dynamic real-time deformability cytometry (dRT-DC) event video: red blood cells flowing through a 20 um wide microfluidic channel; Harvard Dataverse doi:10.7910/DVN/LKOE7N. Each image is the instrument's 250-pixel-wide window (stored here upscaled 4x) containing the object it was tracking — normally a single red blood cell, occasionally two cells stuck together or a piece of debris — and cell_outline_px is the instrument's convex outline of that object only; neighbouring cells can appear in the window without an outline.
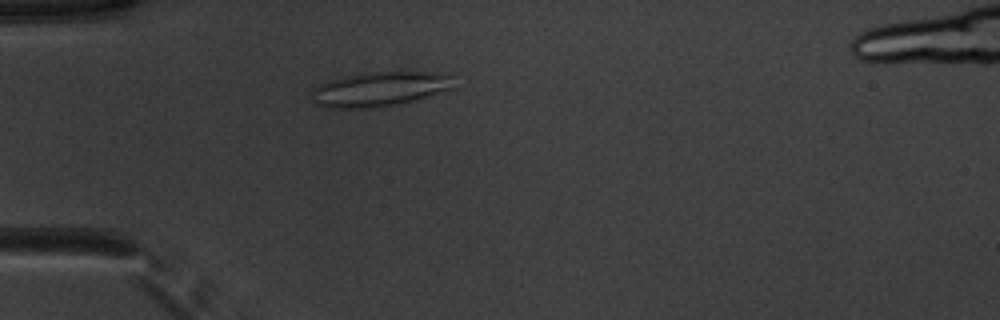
{"species": "common noctule bat (a hibernating species)", "species_latin": "Nyctalus noctula", "temperature_condition": "warm", "stored_images_in_passage": 42, "camera_frame_rate_fps": 3000, "um_per_image_px": 0.085, "animal": {"sex": "male", "body_mass_g": 20.1, "forearm_length_mm": 53.5}, "frame": {"image": 1, "passage_image": 6, "time_ms": 1.667, "image_size_px": [1000, 320], "cell_outline_px": [[456, 88], [400, 104], [384, 108], [328, 108], [316, 104], [312, 100], [312, 88], [320, 84], [332, 80], [348, 76], [372, 72], [452, 72]], "centroid_in_image_um": [32.37, 7.58], "position_along_channel_um": 52.6, "area_um2": 29.07}}
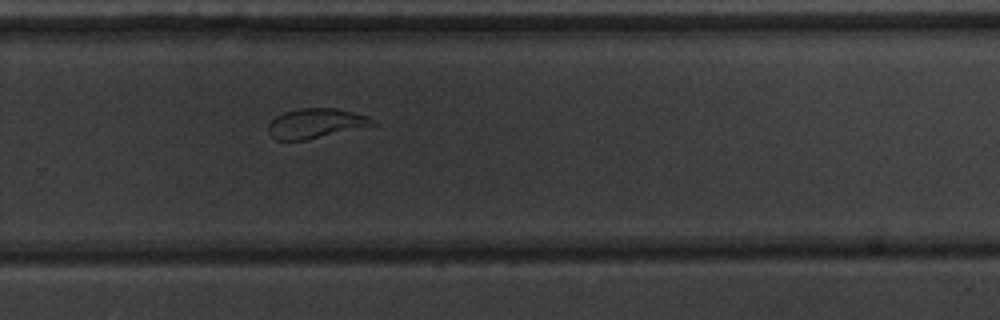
{"frame": {"image": 2, "passage_image": 26, "time_ms": 8.333, "image_size_px": [1000, 320], "cell_outline_px": [[380, 124], [304, 140], [276, 140], [268, 132], [268, 124], [276, 116], [284, 112], [300, 108], [336, 108], [368, 116]], "centroid_in_image_um": [26.85, 10.48], "position_along_channel_um": 302.9, "area_um2": 18.03}}
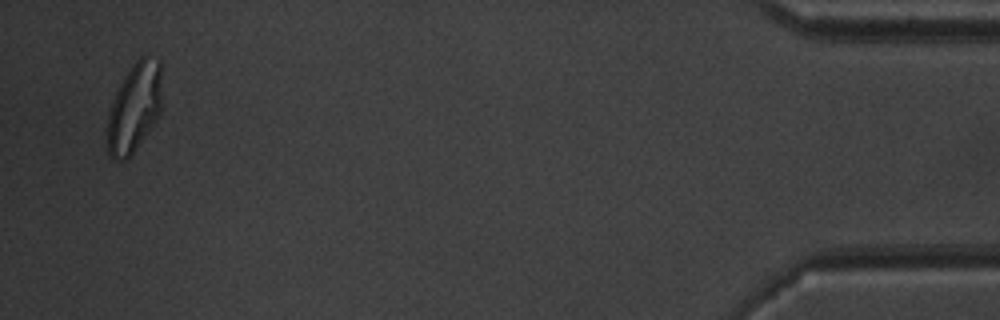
{"frame": {"image": 3, "passage_image": 41, "time_ms": 13.333, "image_size_px": [1000, 320], "cell_outline_px": [[160, 116], [132, 152], [124, 160], [112, 160], [108, 156], [108, 116], [116, 92], [124, 76], [132, 64], [140, 56], [144, 56], [160, 60]], "centroid_in_image_um": [11.41, 9.14], "position_along_channel_um": 423.8, "area_um2": 27.86}, "authors_computed_cell_mechanics": {"area_um2": 21.4438, "velocity_mm_per_s": 3.9359, "shape_relaxation_time_tau1_ms": 7.1485, "shape_relaxation_time_tau2_ms": 1.3785, "deformation_change_tau1": 0.214, "deformation_change_tau2": 0.0936}}